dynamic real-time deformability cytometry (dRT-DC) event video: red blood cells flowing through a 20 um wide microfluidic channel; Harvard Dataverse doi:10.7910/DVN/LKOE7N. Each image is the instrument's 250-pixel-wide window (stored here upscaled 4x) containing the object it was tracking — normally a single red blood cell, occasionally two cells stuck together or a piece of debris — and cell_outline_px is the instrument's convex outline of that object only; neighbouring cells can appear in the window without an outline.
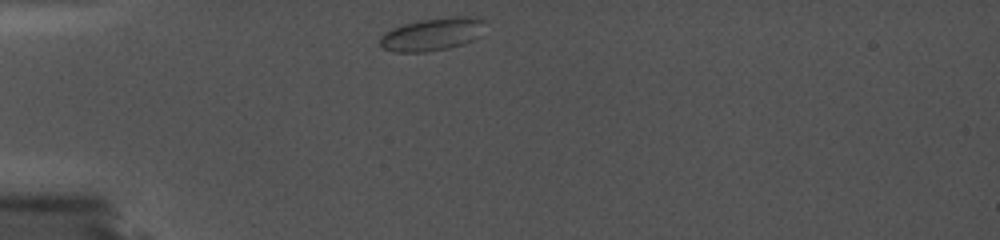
{"species": "common noctule bat (a hibernating species)", "species_latin": "Nyctalus noctula", "temperature_condition": "cold", "stored_images_in_passage": 12, "camera_frame_rate_fps": 5000, "um_per_image_px": 0.085, "animal": {"sex": "female", "body_mass_g": 19.0, "forearm_length_mm": 56.7}, "frame": {"image": 1, "passage_image": 1, "time_ms": 0.0, "image_size_px": [1000, 240], "cell_outline_px": [[484, 20], [480, 36], [472, 40], [448, 48], [424, 52], [396, 52], [384, 48], [380, 44], [380, 36], [384, 32], [392, 28], [404, 24], [420, 20], [452, 16], [468, 16]], "centroid_in_image_um": [36.71, 2.91], "position_along_channel_um": 48.3, "area_um2": 19.88}}